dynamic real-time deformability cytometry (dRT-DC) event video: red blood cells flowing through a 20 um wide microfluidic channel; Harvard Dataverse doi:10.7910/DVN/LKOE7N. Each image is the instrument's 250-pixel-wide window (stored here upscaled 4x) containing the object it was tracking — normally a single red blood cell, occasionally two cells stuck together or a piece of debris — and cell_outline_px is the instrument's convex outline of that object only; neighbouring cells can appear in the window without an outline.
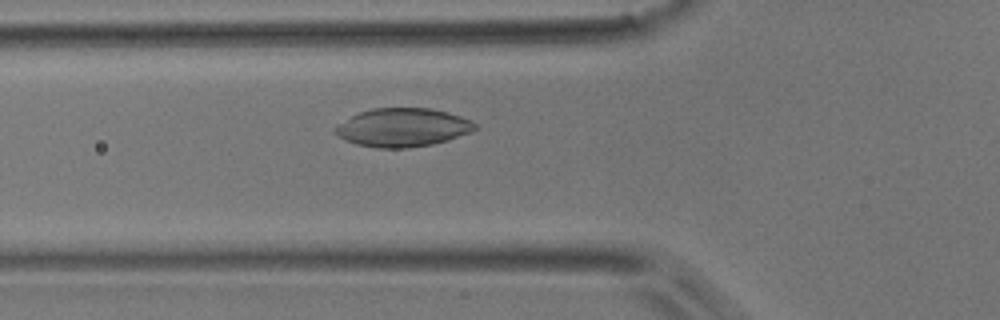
{"species": "common noctule bat (a hibernating species)", "species_latin": "Nyctalus noctula", "temperature_condition": "room temperature", "stored_images_in_passage": 46, "camera_frame_rate_fps": 3000, "um_per_image_px": 0.085, "animal": {"sex": "male", "body_mass_g": 17.9}, "frame": {"image": 1, "passage_image": 15, "time_ms": 4.667, "image_size_px": [1000, 320], "cell_outline_px": [[476, 128], [472, 132], [448, 140], [432, 144], [408, 148], [376, 148], [356, 144], [344, 140], [336, 132], [336, 124], [360, 112], [372, 108], [428, 108], [448, 112], [472, 120], [476, 124]], "centroid_in_image_um": [34.25, 10.84], "position_along_channel_um": 91.6, "area_um2": 31.33}}
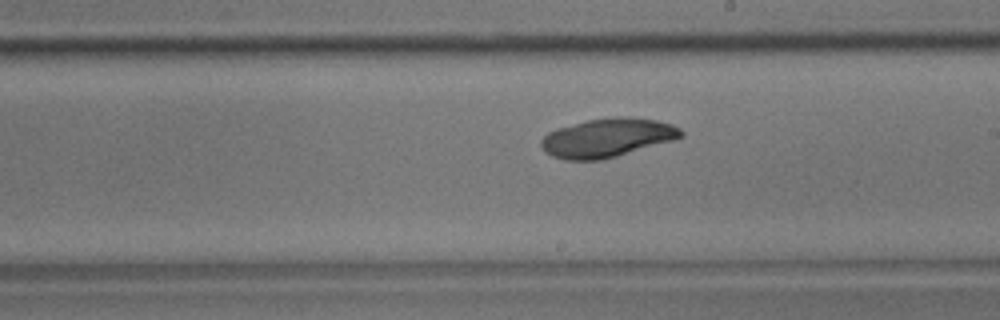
{"frame": {"image": 2, "passage_image": 26, "time_ms": 8.333, "image_size_px": [1000, 320], "cell_outline_px": [[684, 136], [672, 140], [616, 156], [600, 160], [564, 160], [552, 156], [544, 152], [540, 144], [540, 140], [548, 132], [556, 128], [588, 120], [620, 116], [628, 116], [656, 120], [672, 124], [680, 128], [684, 132]], "centroid_in_image_um": [51.59, 11.7], "position_along_channel_um": 237.4, "area_um2": 31.56}}
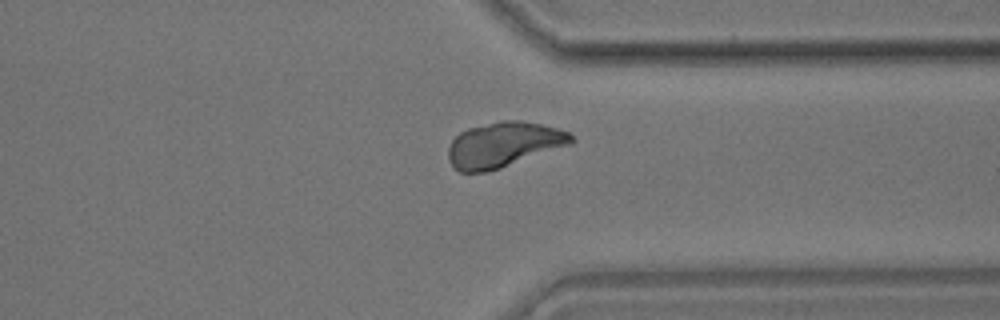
{"frame": {"image": 3, "passage_image": 36, "time_ms": 11.667, "image_size_px": [1000, 320], "cell_outline_px": [[576, 140], [572, 144], [488, 172], [460, 172], [452, 168], [448, 160], [448, 148], [452, 140], [460, 132], [468, 128], [504, 120], [520, 120], [544, 124], [568, 132]], "centroid_in_image_um": [42.8, 12.3], "position_along_channel_um": 368.6, "area_um2": 32.48}}